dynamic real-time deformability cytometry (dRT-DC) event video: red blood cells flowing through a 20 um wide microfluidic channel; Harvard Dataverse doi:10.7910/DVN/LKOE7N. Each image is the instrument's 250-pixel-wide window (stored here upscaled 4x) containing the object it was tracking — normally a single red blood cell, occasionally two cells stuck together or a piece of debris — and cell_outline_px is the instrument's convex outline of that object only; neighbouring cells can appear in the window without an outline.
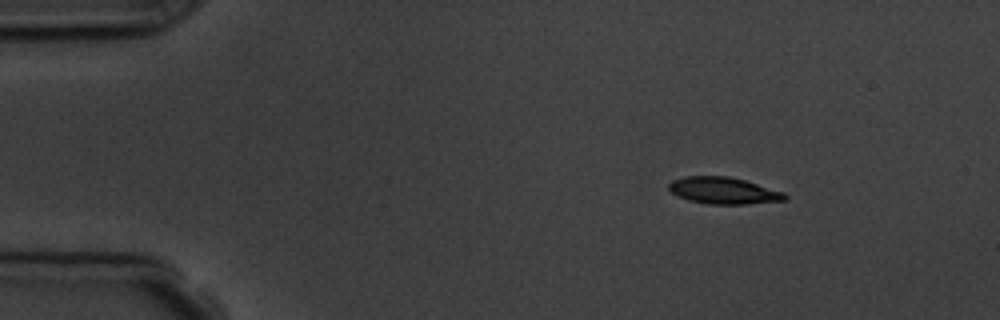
{"species": "common noctule bat (a hibernating species)", "species_latin": "Nyctalus noctula", "temperature_condition": "room temperature", "stored_images_in_passage": 6, "camera_frame_rate_fps": 3000, "um_per_image_px": 0.085, "animal": {"sex": "male", "body_mass_g": 19.5, "forearm_length_mm": 54.6}, "frame": {"image": 1, "passage_image": 2, "time_ms": 1.333, "image_size_px": [1000, 320], "cell_outline_px": [[788, 200], [748, 204], [708, 204], [688, 200], [672, 192], [668, 188], [668, 184], [672, 180], [684, 176], [728, 176], [744, 180], [784, 192], [788, 196]], "centroid_in_image_um": [61.52, 16.2], "position_along_channel_um": 23.5, "area_um2": 18.09}}
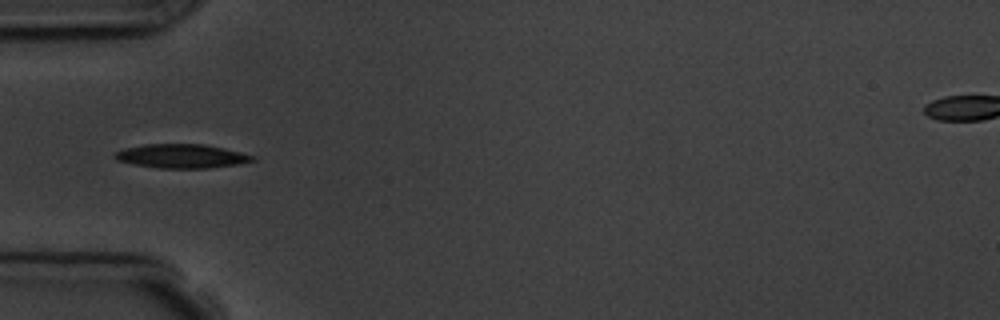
{"frame": {"image": 2, "passage_image": 5, "time_ms": 4.667, "image_size_px": [1000, 320], "cell_outline_px": [[256, 160], [236, 164], [208, 168], [160, 168], [136, 164], [116, 160], [112, 156], [116, 152], [124, 148], [144, 144], [204, 144], [224, 148], [256, 156]], "centroid_in_image_um": [15.43, 13.26], "position_along_channel_um": 69.6, "area_um2": 19.13}}